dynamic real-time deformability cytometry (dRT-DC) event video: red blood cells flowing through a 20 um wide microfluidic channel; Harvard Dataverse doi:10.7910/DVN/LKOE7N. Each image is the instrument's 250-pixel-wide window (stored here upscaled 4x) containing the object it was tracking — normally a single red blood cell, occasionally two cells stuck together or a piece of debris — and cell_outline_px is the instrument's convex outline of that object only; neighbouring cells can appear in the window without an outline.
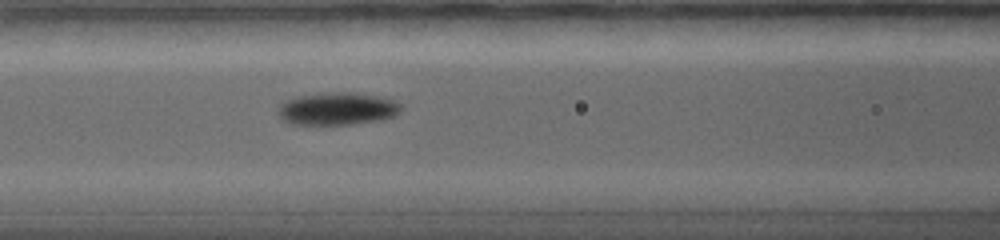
{"species": "common noctule bat (a hibernating species)", "species_latin": "Nyctalus noctula", "temperature_condition": "warm", "stored_images_in_passage": 21, "camera_frame_rate_fps": 5000, "um_per_image_px": 0.085, "animal": {"sex": "female", "body_mass_g": 19.0, "forearm_length_mm": 56.7}, "frame": {"image": 1, "passage_image": 7, "time_ms": 5.2, "image_size_px": [1000, 240], "cell_outline_px": [[400, 112], [384, 120], [352, 124], [292, 124], [284, 120], [280, 116], [280, 104], [292, 96], [336, 92], [352, 92], [376, 96], [392, 100], [400, 104]], "centroid_in_image_um": [28.67, 9.24], "position_along_channel_um": 137.9, "area_um2": 23.12}}
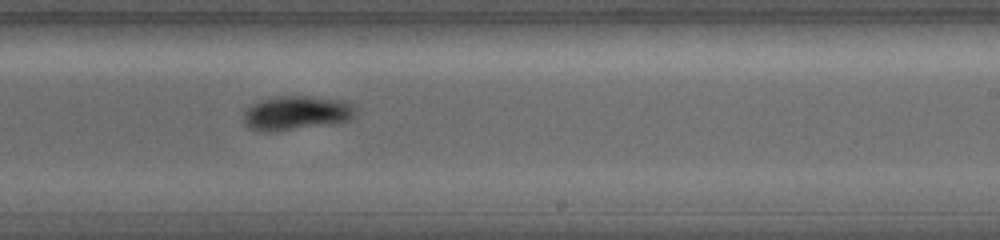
{"frame": {"image": 2, "passage_image": 11, "time_ms": 8.8, "image_size_px": [1000, 240], "cell_outline_px": [[356, 116], [348, 120], [276, 132], [260, 132], [248, 128], [244, 124], [244, 112], [252, 104], [276, 96], [308, 96], [344, 100], [352, 104], [356, 108]], "centroid_in_image_um": [25.18, 9.61], "position_along_channel_um": 263.8, "area_um2": 22.31}}
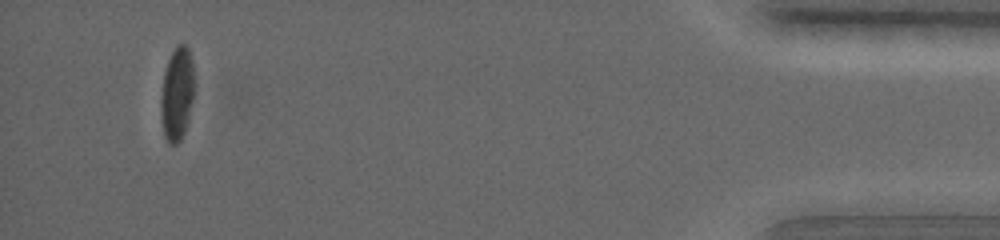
{"frame": {"image": 3, "passage_image": 19, "time_ms": 16.0, "image_size_px": [1000, 240], "cell_outline_px": [[192, 100], [188, 120], [184, 132], [180, 140], [176, 144], [168, 144], [164, 136], [160, 112], [160, 96], [164, 72], [168, 60], [176, 44], [184, 44], [188, 48], [192, 60]], "centroid_in_image_um": [15.0, 7.99], "position_along_channel_um": 420.2, "area_um2": 18.03}, "authors_computed_cell_mechanics": {"area_um2": 21.097, "velocity_mm_per_s": 3.5038, "shape_relaxation_time_tau1_ms": 3.5092, "shape_relaxation_time_tau2_ms": 2.7841, "deformation_change_tau1": 0.1016, "deformation_change_tau2": 0.0515}}